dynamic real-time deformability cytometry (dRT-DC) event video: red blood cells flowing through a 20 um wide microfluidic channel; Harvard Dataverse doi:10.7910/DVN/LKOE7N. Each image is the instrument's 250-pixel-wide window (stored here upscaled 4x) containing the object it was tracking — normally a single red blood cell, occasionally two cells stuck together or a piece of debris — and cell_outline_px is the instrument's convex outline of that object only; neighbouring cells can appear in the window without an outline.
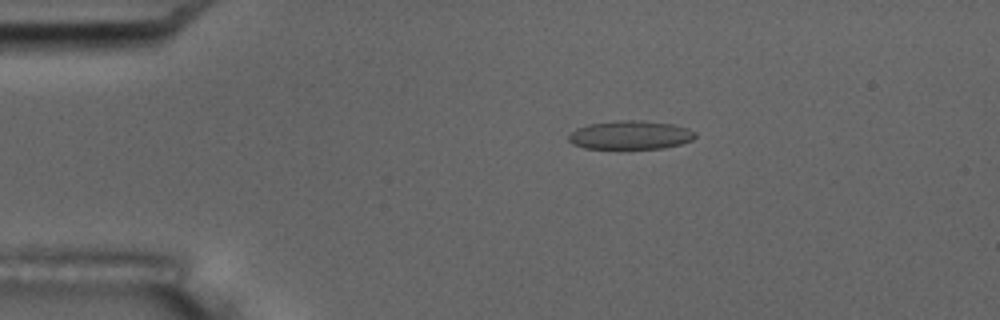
{"species": "common noctule bat (a hibernating species)", "species_latin": "Nyctalus noctula", "temperature_condition": "room temperature", "stored_images_in_passage": 12, "camera_frame_rate_fps": 3000, "um_per_image_px": 0.085, "animal": {"sex": "male", "body_mass_g": 17.5, "forearm_length_mm": 52.3}, "frame": {"image": 1, "passage_image": 4, "time_ms": 3.333, "image_size_px": [1000, 320], "cell_outline_px": [[696, 136], [692, 140], [680, 144], [664, 148], [620, 152], [584, 148], [572, 144], [568, 140], [568, 136], [576, 128], [588, 124], [616, 120], [644, 120], [672, 124], [688, 128], [696, 132]], "centroid_in_image_um": [53.55, 11.53], "position_along_channel_um": 31.5, "area_um2": 22.37}}
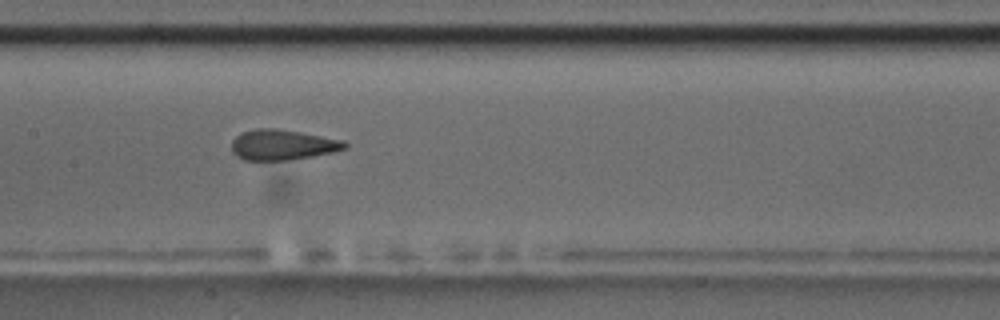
{"frame": {"image": 2, "passage_image": 9, "time_ms": 9.0, "image_size_px": [1000, 320], "cell_outline_px": [[348, 148], [332, 152], [312, 156], [288, 160], [244, 160], [236, 156], [232, 152], [232, 140], [240, 132], [256, 128], [276, 128], [300, 132], [344, 140], [348, 144]], "centroid_in_image_um": [24.0, 12.3], "position_along_channel_um": 183.4, "area_um2": 20.17}}